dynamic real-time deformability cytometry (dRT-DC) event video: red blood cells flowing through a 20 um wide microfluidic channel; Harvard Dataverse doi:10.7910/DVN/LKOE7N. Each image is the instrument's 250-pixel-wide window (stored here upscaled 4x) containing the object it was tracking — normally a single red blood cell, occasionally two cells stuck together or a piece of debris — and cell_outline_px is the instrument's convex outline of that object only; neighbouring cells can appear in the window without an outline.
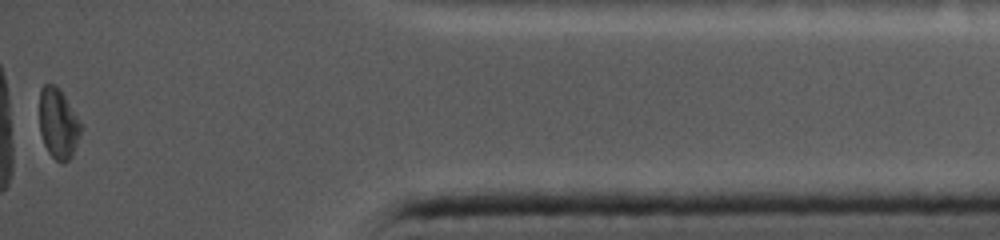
{"species": "common noctule bat (a hibernating species)", "species_latin": "Nyctalus noctula", "temperature_condition": "cold", "stored_images_in_passage": 42, "camera_frame_rate_fps": 5000, "um_per_image_px": 0.085, "animal": {"sex": "female", "body_mass_g": 19.0, "forearm_length_mm": 56.7}, "frame": {"image": 1, "passage_image": 42, "time_ms": 10.6, "image_size_px": [1000, 240], "cell_outline_px": [[80, 136], [72, 156], [64, 164], [60, 164], [48, 152], [44, 144], [40, 132], [40, 88], [44, 84], [52, 84], [64, 96], [80, 124]], "centroid_in_image_um": [4.92, 10.56], "position_along_channel_um": 430.3, "area_um2": 16.53}}